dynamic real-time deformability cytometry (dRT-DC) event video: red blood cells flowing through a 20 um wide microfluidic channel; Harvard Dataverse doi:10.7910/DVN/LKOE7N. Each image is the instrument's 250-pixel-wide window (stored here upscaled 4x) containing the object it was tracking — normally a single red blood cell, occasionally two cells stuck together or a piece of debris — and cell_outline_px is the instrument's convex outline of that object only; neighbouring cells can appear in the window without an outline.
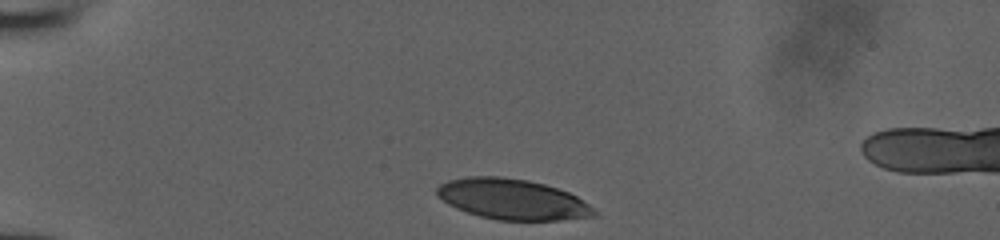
{"species": "human", "species_latin": "Homo sapiens", "temperature_condition": "room temperature", "stored_images_in_passage": 31, "camera_frame_rate_fps": 3000, "um_per_image_px": 0.085, "donor": {"sex": "male"}, "frame": {"image": 1, "passage_image": 1, "time_ms": 0.0, "image_size_px": [1000, 240], "cell_outline_px": [[596, 216], [560, 220], [496, 220], [480, 216], [456, 208], [448, 204], [436, 196], [436, 188], [440, 184], [448, 180], [468, 176], [500, 176], [528, 180], [544, 184], [568, 192], [576, 196], [588, 204], [596, 212]], "centroid_in_image_um": [43.51, 16.93], "position_along_channel_um": 41.5, "area_um2": 37.11}}
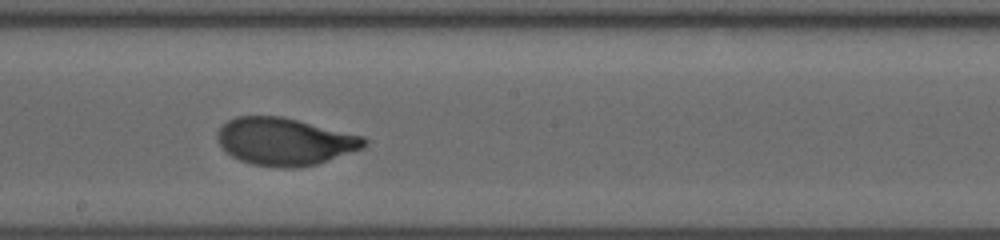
{"frame": {"image": 2, "passage_image": 18, "time_ms": 5.667, "image_size_px": [1000, 240], "cell_outline_px": [[368, 144], [364, 148], [316, 164], [300, 168], [280, 168], [252, 164], [240, 160], [232, 156], [216, 140], [216, 132], [228, 120], [236, 116], [280, 116], [364, 136], [368, 140]], "centroid_in_image_um": [24.21, 12.03], "position_along_channel_um": 224.0, "area_um2": 40.58}}
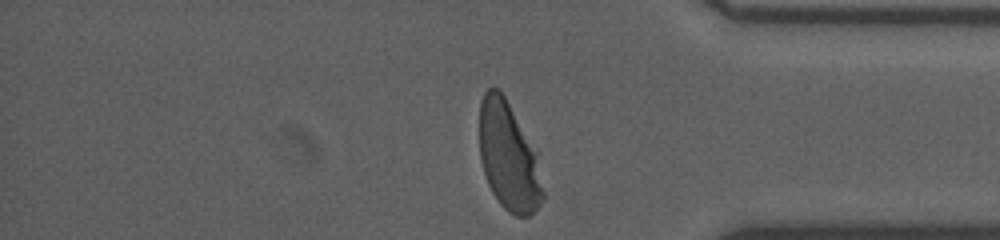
{"frame": {"image": 3, "passage_image": 31, "time_ms": 10.0, "image_size_px": [1000, 240], "cell_outline_px": [[544, 196], [540, 204], [528, 216], [516, 216], [508, 212], [500, 204], [492, 192], [488, 184], [480, 160], [480, 100], [484, 92], [488, 88], [496, 88], [504, 96], [540, 152], [544, 192]], "centroid_in_image_um": [43.28, 13.3], "position_along_channel_um": 391.9, "area_um2": 40.92}}